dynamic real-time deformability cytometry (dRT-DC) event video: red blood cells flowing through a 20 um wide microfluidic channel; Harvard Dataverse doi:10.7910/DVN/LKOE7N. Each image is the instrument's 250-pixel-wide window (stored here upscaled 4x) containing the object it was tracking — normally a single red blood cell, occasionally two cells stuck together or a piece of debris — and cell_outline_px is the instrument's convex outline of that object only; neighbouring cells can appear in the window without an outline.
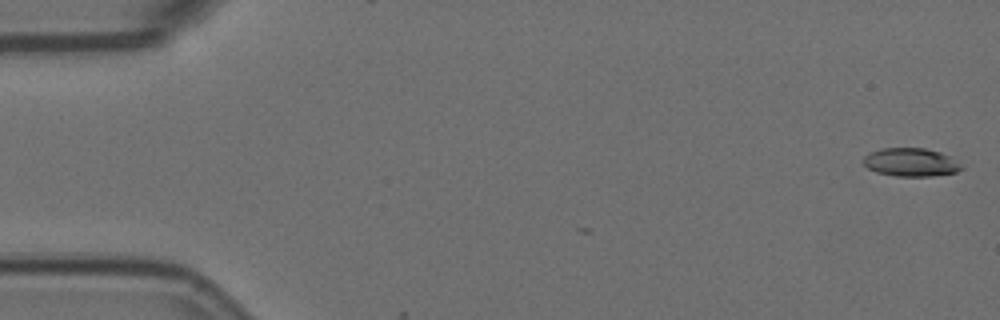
{"species": "Egyptian fruit bat (a non-hibernating species)", "species_latin": "Rousettus aegyptiacus", "temperature_condition": "room temperature", "stored_images_in_passage": 2, "camera_frame_rate_fps": 3000, "um_per_image_px": 0.085, "animal": {"sex": "female"}, "frame": {"image": 1, "passage_image": 2, "time_ms": 0.333, "image_size_px": [1000, 320], "cell_outline_px": [[964, 168], [956, 172], [932, 176], [896, 176], [876, 172], [868, 168], [864, 164], [864, 156], [868, 152], [880, 148], [924, 148], [940, 152], [948, 156], [960, 164]], "centroid_in_image_um": [77.39, 13.79], "position_along_channel_um": 7.6, "area_um2": 16.13}}